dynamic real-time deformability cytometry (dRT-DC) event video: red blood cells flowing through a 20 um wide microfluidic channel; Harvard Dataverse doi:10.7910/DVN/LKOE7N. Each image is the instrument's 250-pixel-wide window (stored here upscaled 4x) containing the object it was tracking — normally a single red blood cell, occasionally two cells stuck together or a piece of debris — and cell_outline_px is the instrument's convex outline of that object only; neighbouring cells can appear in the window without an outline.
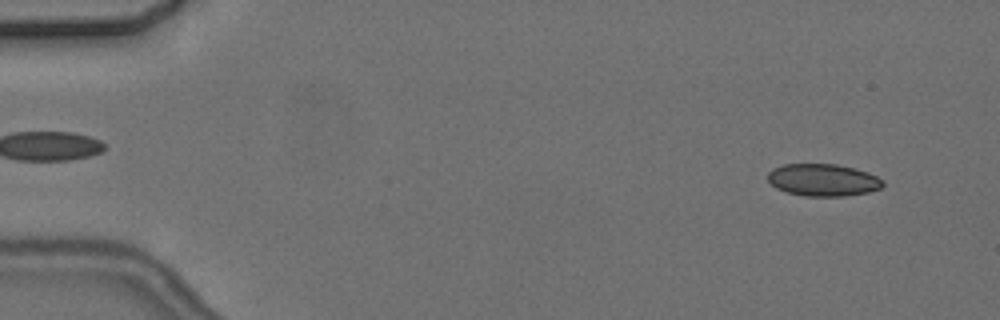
{"species": "common noctule bat (a hibernating species)", "species_latin": "Nyctalus noctula", "temperature_condition": "cold", "stored_images_in_passage": 4, "camera_frame_rate_fps": 3000, "um_per_image_px": 0.085, "animal": {"sex": "female", "body_mass_g": 24.6, "forearm_length_mm": 56.2}, "frame": {"image": 1, "passage_image": 1, "time_ms": 0.0, "image_size_px": [1000, 320], "cell_outline_px": [[884, 184], [880, 188], [868, 192], [844, 196], [804, 196], [788, 192], [776, 188], [768, 180], [768, 172], [772, 168], [784, 164], [836, 164], [856, 168], [868, 172], [884, 180]], "centroid_in_image_um": [69.96, 15.29], "position_along_channel_um": 15.0, "area_um2": 21.68}}